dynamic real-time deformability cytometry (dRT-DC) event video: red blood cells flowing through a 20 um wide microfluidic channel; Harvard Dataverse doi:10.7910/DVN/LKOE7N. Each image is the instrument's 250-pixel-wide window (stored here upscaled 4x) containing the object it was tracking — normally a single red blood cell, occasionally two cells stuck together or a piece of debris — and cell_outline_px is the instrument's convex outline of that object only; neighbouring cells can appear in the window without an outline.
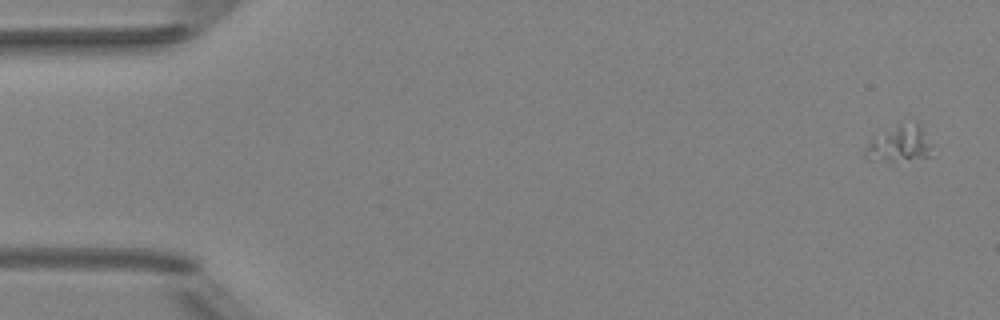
{"species": "Egyptian fruit bat (a non-hibernating species)", "species_latin": "Rousettus aegyptiacus", "temperature_condition": "room temperature", "stored_images_in_passage": 6, "camera_frame_rate_fps": 3000, "um_per_image_px": 0.085, "animal": {"sex": "female"}, "frame": {"image": 1, "passage_image": 1, "time_ms": 0.0, "image_size_px": [1000, 320], "cell_outline_px": [[932, 156], [888, 160], [868, 160], [864, 156], [864, 148], [872, 136], [900, 120], [920, 124], [932, 144]], "centroid_in_image_um": [76.42, 12.14], "position_along_channel_um": 8.6, "area_um2": 14.57}}
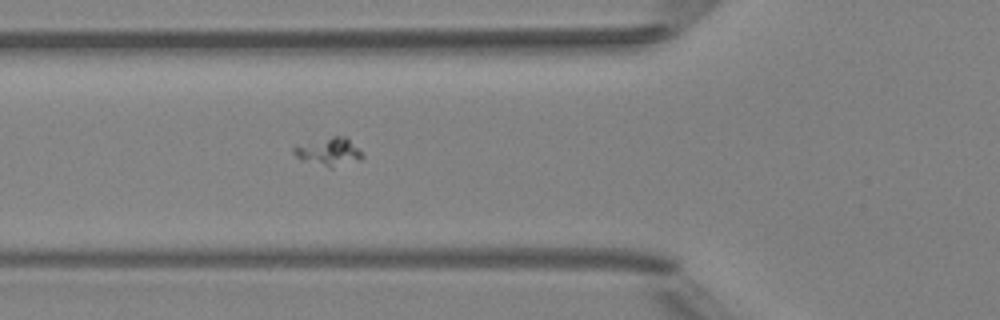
{"frame": {"image": 2, "passage_image": 6, "time_ms": 5.667, "image_size_px": [1000, 320], "cell_outline_px": [[364, 156], [360, 160], [332, 168], [300, 160], [292, 152], [292, 148], [296, 144], [332, 136], [348, 136]], "centroid_in_image_um": [27.92, 12.88], "position_along_channel_um": 97.9, "area_um2": 11.44}}